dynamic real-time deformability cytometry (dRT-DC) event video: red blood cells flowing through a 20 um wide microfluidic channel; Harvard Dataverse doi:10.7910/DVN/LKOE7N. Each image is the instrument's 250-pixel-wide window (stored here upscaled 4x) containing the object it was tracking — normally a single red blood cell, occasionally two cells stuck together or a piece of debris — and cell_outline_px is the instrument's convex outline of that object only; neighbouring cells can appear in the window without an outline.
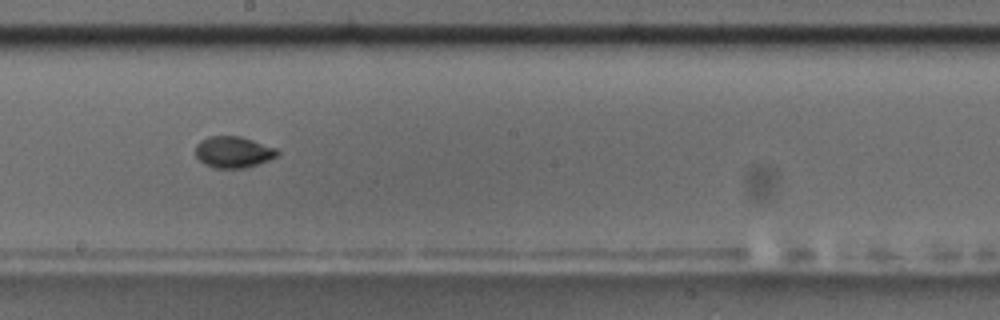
{"species": "common noctule bat (a hibernating species)", "species_latin": "Nyctalus noctula", "temperature_condition": "room temperature", "stored_images_in_passage": 13, "camera_frame_rate_fps": 3000, "um_per_image_px": 0.085, "animal": {"sex": "male", "body_mass_g": 17.5, "forearm_length_mm": 52.3}, "frame": {"image": 1, "passage_image": 8, "time_ms": 8.0, "image_size_px": [1000, 320], "cell_outline_px": [[280, 152], [276, 156], [268, 160], [244, 168], [212, 168], [204, 164], [196, 156], [196, 144], [200, 140], [208, 136], [240, 136], [276, 148]], "centroid_in_image_um": [19.8, 12.92], "position_along_channel_um": 228.4, "area_um2": 14.91}}